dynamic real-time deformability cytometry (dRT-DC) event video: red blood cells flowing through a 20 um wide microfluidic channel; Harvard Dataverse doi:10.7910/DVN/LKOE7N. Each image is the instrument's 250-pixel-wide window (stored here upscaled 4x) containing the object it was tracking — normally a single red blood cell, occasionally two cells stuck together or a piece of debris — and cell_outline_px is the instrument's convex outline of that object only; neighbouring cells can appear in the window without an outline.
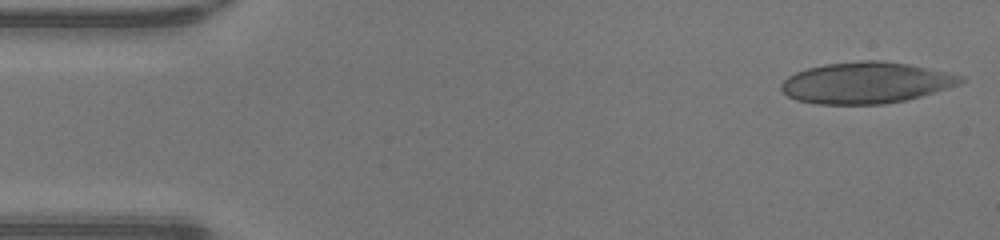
{"species": "human", "species_latin": "Homo sapiens", "temperature_condition": "warm", "stored_images_in_passage": 46, "camera_frame_rate_fps": 3000, "um_per_image_px": 0.085, "donor": {"sex": "male"}, "frame": {"image": 1, "passage_image": 1, "time_ms": 0.0, "image_size_px": [1000, 240], "cell_outline_px": [[964, 80], [960, 84], [920, 96], [904, 100], [884, 104], [816, 104], [796, 100], [788, 96], [780, 88], [780, 84], [788, 76], [796, 72], [808, 68], [824, 64], [860, 60], [884, 60], [908, 64], [948, 72], [964, 76]], "centroid_in_image_um": [73.59, 7.03], "position_along_channel_um": 11.4, "area_um2": 43.18}}
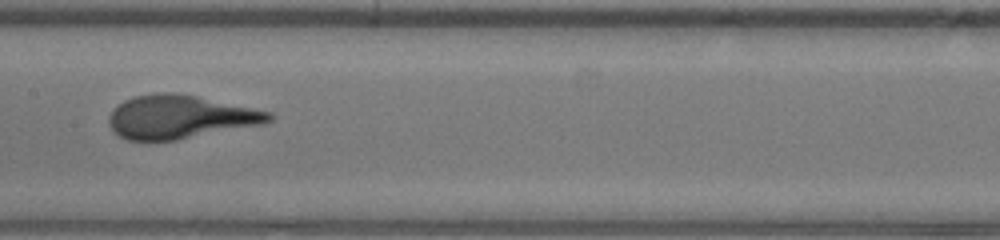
{"frame": {"image": 2, "passage_image": 22, "time_ms": 7.0, "image_size_px": [1000, 240], "cell_outline_px": [[276, 116], [272, 120], [264, 124], [176, 140], [128, 140], [112, 132], [108, 124], [108, 116], [112, 108], [124, 100], [136, 96], [164, 92], [172, 92], [196, 96], [272, 112]], "centroid_in_image_um": [15.29, 9.95], "position_along_channel_um": 192.1, "area_um2": 40.58}}
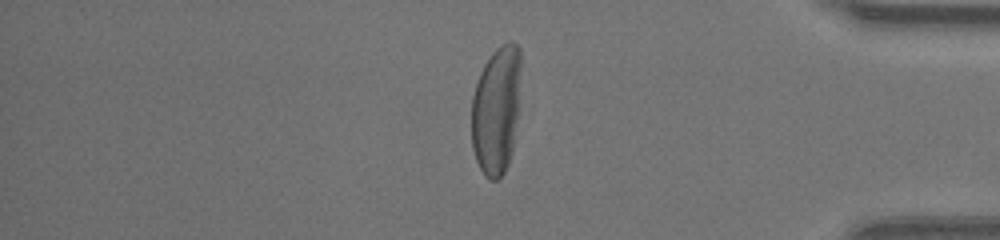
{"frame": {"image": 3, "passage_image": 38, "time_ms": 12.333, "image_size_px": [1000, 240], "cell_outline_px": [[520, 64], [516, 116], [512, 152], [508, 164], [504, 172], [496, 180], [492, 180], [480, 168], [476, 160], [472, 148], [472, 96], [480, 72], [484, 64], [492, 52], [500, 44], [516, 44], [520, 48]], "centroid_in_image_um": [42.16, 9.35], "position_along_channel_um": 393.0, "area_um2": 36.18}}